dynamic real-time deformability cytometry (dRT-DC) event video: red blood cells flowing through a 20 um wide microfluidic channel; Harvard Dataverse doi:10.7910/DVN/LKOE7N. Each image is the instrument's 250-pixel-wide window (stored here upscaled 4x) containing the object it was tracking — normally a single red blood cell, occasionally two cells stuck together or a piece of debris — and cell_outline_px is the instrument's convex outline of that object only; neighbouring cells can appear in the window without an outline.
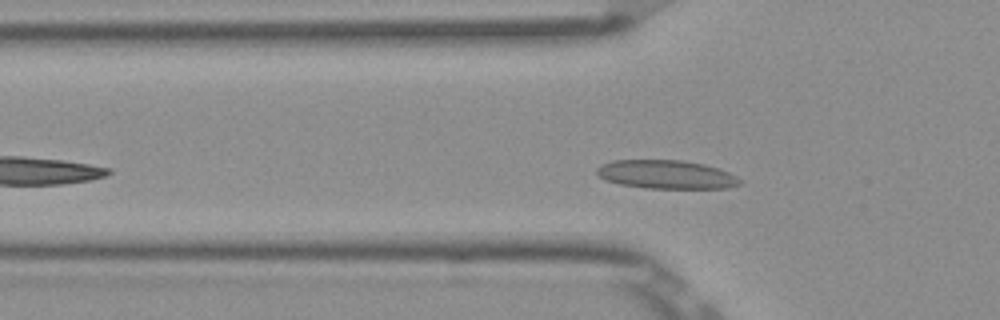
{"species": "Egyptian fruit bat (a non-hibernating species)", "species_latin": "Rousettus aegyptiacus", "temperature_condition": "room temperature", "stored_images_in_passage": 38, "camera_frame_rate_fps": 3000, "um_per_image_px": 0.085, "frame": {"image": 1, "passage_image": 8, "time_ms": 2.333, "image_size_px": [1000, 320], "cell_outline_px": [[744, 184], [728, 188], [648, 188], [620, 184], [604, 180], [596, 172], [596, 168], [600, 164], [612, 160], [684, 160], [704, 164], [720, 168], [736, 176]], "centroid_in_image_um": [56.64, 14.82], "position_along_channel_um": 69.2, "area_um2": 24.04}}
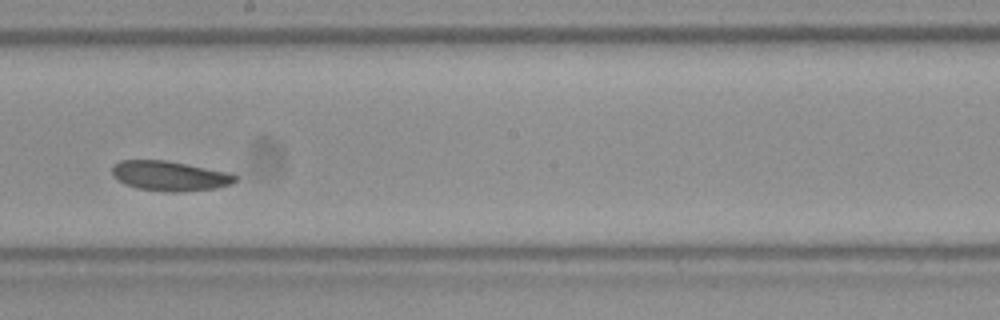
{"frame": {"image": 2, "passage_image": 21, "time_ms": 6.667, "image_size_px": [1000, 320], "cell_outline_px": [[236, 180], [232, 184], [216, 188], [176, 192], [168, 192], [136, 188], [124, 184], [116, 180], [112, 176], [112, 164], [120, 160], [168, 160], [228, 172], [236, 176]], "centroid_in_image_um": [14.37, 14.94], "position_along_channel_um": 233.8, "area_um2": 21.62}}
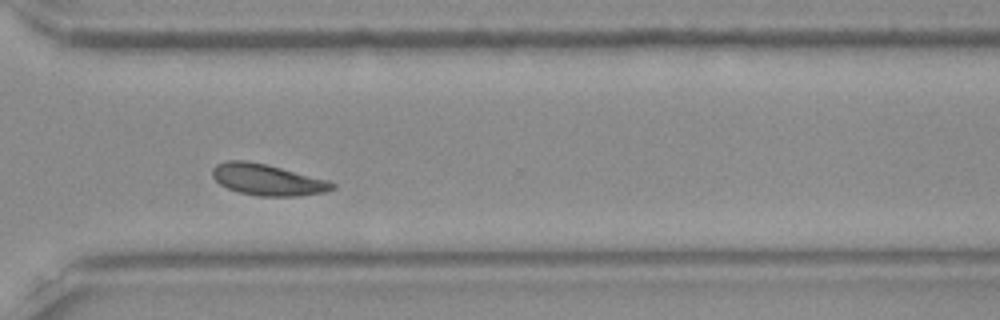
{"frame": {"image": 3, "passage_image": 30, "time_ms": 9.667, "image_size_px": [1000, 320], "cell_outline_px": [[336, 188], [324, 192], [300, 196], [260, 196], [240, 192], [228, 188], [220, 184], [212, 176], [212, 168], [216, 164], [228, 160], [244, 160], [268, 164], [328, 180], [336, 184]], "centroid_in_image_um": [22.74, 15.27], "position_along_channel_um": 347.9, "area_um2": 21.91}}